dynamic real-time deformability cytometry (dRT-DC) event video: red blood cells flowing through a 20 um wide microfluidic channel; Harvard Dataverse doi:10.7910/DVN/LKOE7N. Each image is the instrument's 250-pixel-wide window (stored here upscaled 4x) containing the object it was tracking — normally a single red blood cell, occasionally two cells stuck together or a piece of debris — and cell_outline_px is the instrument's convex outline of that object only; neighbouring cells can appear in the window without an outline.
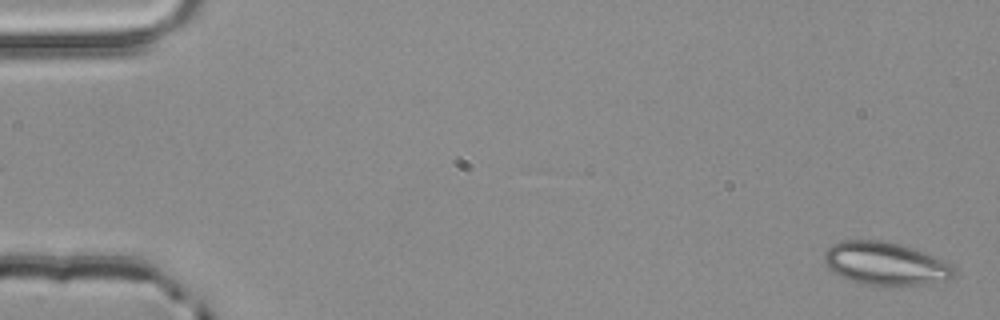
{"species": "common noctule bat (a hibernating species)", "species_latin": "Nyctalus noctula", "temperature_condition": "room temperature", "stored_images_in_passage": 2, "camera_frame_rate_fps": 3000, "um_per_image_px": 0.085, "animal": {"sex": "male", "body_mass_g": 20.4}, "frame": {"image": 1, "passage_image": 2, "time_ms": 0.333, "image_size_px": [1000, 320], "cell_outline_px": [[956, 276], [952, 280], [928, 284], [900, 288], [884, 288], [864, 284], [848, 280], [840, 276], [828, 268], [824, 264], [824, 252], [832, 244], [840, 240], [884, 240], [900, 244], [912, 248], [952, 264], [956, 268]], "centroid_in_image_um": [75.3, 22.46], "position_along_channel_um": 9.7, "area_um2": 33.76}}